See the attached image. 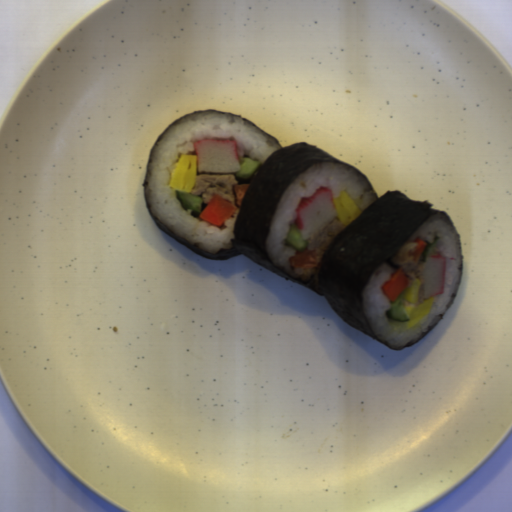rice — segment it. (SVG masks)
I'll return each instance as SVG.
<instances>
[{"label": "rice", "mask_w": 512, "mask_h": 512, "mask_svg": "<svg viewBox=\"0 0 512 512\" xmlns=\"http://www.w3.org/2000/svg\"><path fill=\"white\" fill-rule=\"evenodd\" d=\"M203 139L235 141L238 163L251 158L259 162V168L280 146L246 119L207 111L180 119L156 144L146 175L145 197L149 210L160 223L193 247L218 254L233 247V230L241 205H234L233 215L216 226L193 217L191 209L184 210L176 197L177 190L169 187L179 157L183 154L197 156L195 144Z\"/></svg>", "instance_id": "1"}, {"label": "rice", "mask_w": 512, "mask_h": 512, "mask_svg": "<svg viewBox=\"0 0 512 512\" xmlns=\"http://www.w3.org/2000/svg\"><path fill=\"white\" fill-rule=\"evenodd\" d=\"M437 238L438 243L433 247L431 256L446 257L443 281V293L430 296L434 299L429 314L418 324L408 326L405 322H395L387 318L385 312L392 307L393 300L386 297L381 289L394 271L388 265L381 264L375 271L370 282L362 292L363 313L368 326L377 339L392 349H402L427 335L444 316L451 306L461 281V253L459 236L446 216L436 214L421 224V226L398 249L392 262L400 265L402 260L410 257L409 251L417 247L416 240L427 244L424 251L417 256L424 264L423 253Z\"/></svg>", "instance_id": "2"}, {"label": "rice", "mask_w": 512, "mask_h": 512, "mask_svg": "<svg viewBox=\"0 0 512 512\" xmlns=\"http://www.w3.org/2000/svg\"><path fill=\"white\" fill-rule=\"evenodd\" d=\"M319 187L331 189L333 200L346 192L361 212L375 200L373 189L353 168L341 163H317L300 174L285 190L273 213L269 236L265 242L269 259L276 268L292 278L303 281L318 289L319 269L322 252H316L318 265L311 268L290 266L295 247L286 242L290 227L300 231L296 207L303 197L312 196Z\"/></svg>", "instance_id": "3"}]
</instances>
